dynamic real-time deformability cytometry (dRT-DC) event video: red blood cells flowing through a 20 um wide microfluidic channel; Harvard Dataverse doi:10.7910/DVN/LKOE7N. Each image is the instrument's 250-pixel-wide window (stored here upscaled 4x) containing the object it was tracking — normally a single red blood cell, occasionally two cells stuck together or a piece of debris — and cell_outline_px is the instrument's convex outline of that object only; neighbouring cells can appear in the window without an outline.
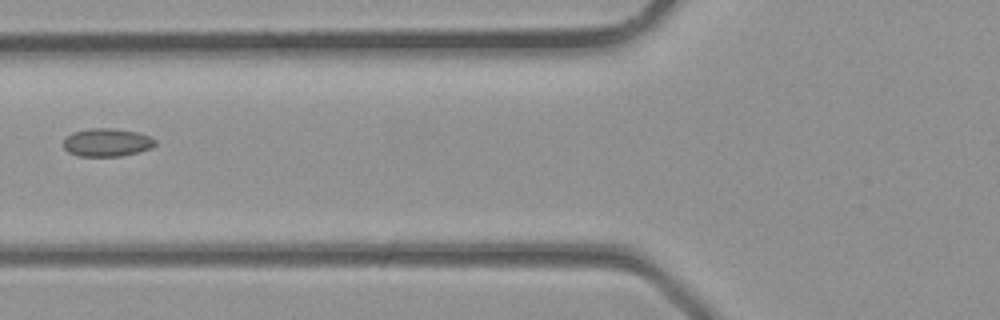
{"species": "common noctule bat (a hibernating species)", "species_latin": "Nyctalus noctula", "temperature_condition": "room temperature", "stored_images_in_passage": 3, "camera_frame_rate_fps": 3000, "um_per_image_px": 0.085, "animal": {"sex": "male", "body_mass_g": 23.1, "forearm_length_mm": 52.7}, "frame": {"image": 1, "passage_image": 3, "time_ms": 0.667, "image_size_px": [1000, 320], "cell_outline_px": [[156, 144], [152, 148], [120, 156], [76, 156], [68, 152], [64, 148], [64, 140], [72, 132], [88, 128], [112, 128], [136, 132], [148, 136], [156, 140]], "centroid_in_image_um": [9.07, 12.11], "position_along_channel_um": 116.7, "area_um2": 14.97}}